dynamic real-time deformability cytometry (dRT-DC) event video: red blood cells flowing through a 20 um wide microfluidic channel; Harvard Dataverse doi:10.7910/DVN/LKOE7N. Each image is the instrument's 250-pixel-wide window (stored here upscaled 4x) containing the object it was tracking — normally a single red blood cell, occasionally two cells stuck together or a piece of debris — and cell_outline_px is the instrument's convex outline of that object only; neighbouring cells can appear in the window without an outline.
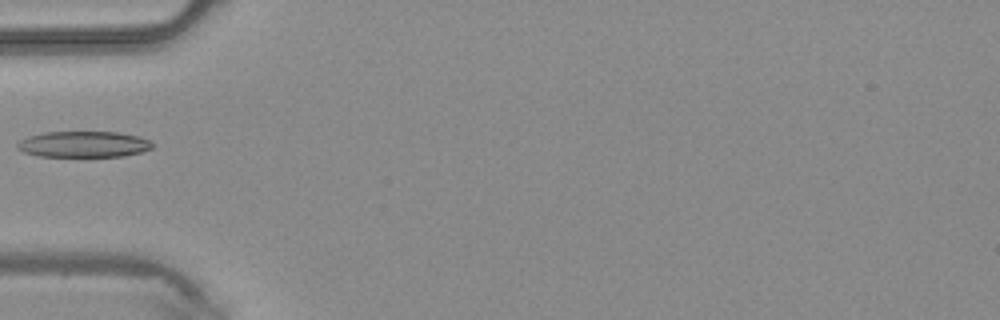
{"species": "common noctule bat (a hibernating species)", "species_latin": "Nyctalus noctula", "temperature_condition": "warm", "stored_images_in_passage": 3, "camera_frame_rate_fps": 3000, "um_per_image_px": 0.085, "animal": {"sex": "male", "body_mass_g": 20.4}, "frame": {"image": 1, "passage_image": 3, "time_ms": 0.667, "image_size_px": [1000, 320], "cell_outline_px": [[152, 148], [140, 152], [124, 156], [40, 156], [24, 152], [16, 148], [16, 144], [20, 140], [28, 136], [44, 132], [120, 132], [136, 136], [148, 140], [152, 144]], "centroid_in_image_um": [7.06, 12.26], "position_along_channel_um": 77.9, "area_um2": 20.35}}